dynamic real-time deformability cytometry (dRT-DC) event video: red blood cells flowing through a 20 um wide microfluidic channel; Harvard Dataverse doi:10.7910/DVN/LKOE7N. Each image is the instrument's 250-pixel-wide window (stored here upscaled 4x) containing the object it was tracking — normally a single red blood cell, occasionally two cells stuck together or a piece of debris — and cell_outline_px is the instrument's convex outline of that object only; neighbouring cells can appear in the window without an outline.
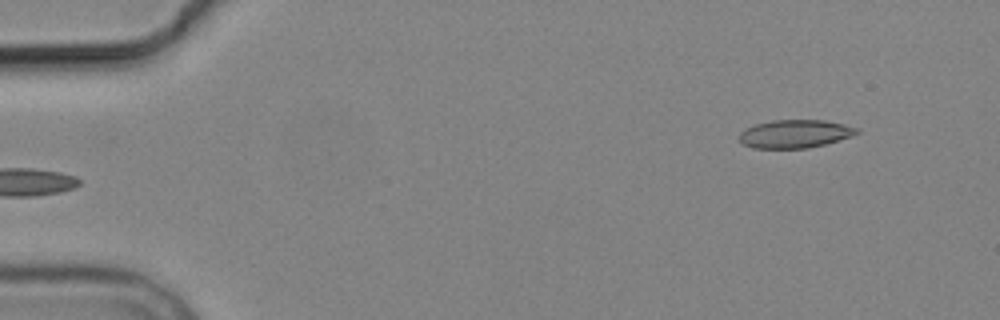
{"species": "common noctule bat (a hibernating species)", "species_latin": "Nyctalus noctula", "temperature_condition": "cold", "stored_images_in_passage": 6, "segment_of_instrument_passage": [2, 2], "camera_frame_rate_fps": 3000, "um_per_image_px": 0.085, "animal": {"sex": "male", "body_mass_g": 19.2, "forearm_length_mm": 51.8}, "frame": {"image": 1, "passage_image": 6, "time_ms": 5.667, "image_size_px": [1000, 320], "cell_outline_px": [[860, 132], [852, 136], [824, 144], [808, 148], [752, 148], [744, 144], [740, 140], [740, 132], [744, 128], [756, 124], [772, 120], [824, 120], [844, 124], [860, 128]], "centroid_in_image_um": [67.59, 11.37], "position_along_channel_um": 17.4, "area_um2": 19.31}}